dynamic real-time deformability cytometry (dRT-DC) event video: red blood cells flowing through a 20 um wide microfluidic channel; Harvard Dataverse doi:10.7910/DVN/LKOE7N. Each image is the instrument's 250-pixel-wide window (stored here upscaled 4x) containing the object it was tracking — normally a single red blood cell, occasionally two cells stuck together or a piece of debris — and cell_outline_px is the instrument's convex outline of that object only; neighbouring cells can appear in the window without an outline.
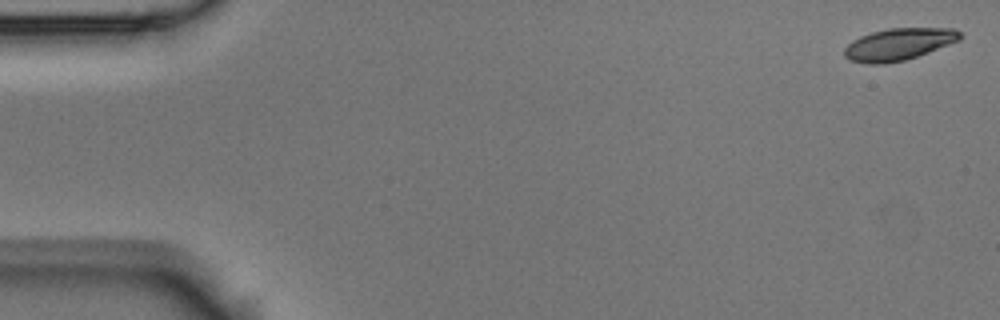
{"species": "Egyptian fruit bat (a non-hibernating species)", "species_latin": "Rousettus aegyptiacus", "temperature_condition": "room temperature", "stored_images_in_passage": 6, "camera_frame_rate_fps": 3000, "um_per_image_px": 0.085, "animal": {"sex": "male"}, "frame": {"image": 1, "passage_image": 1, "time_ms": 0.0, "image_size_px": [1000, 320], "cell_outline_px": [[964, 36], [960, 40], [928, 52], [904, 60], [884, 64], [868, 64], [848, 60], [844, 56], [844, 48], [852, 40], [860, 36], [872, 32], [888, 28], [956, 28]], "centroid_in_image_um": [76.38, 3.76], "position_along_channel_um": 8.6, "area_um2": 21.68}}
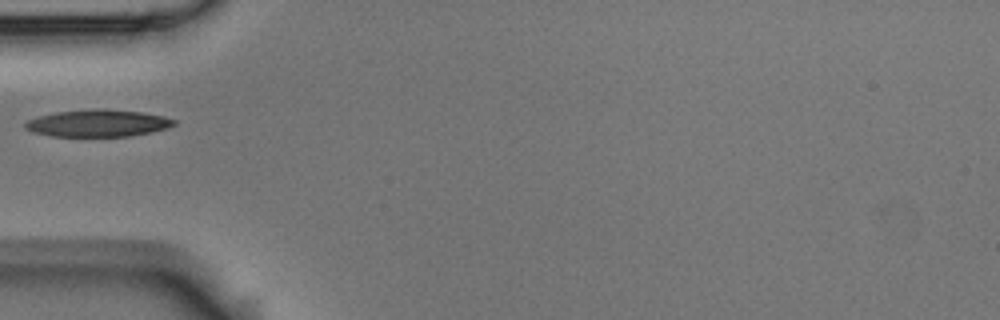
{"frame": {"image": 2, "passage_image": 5, "time_ms": 1.333, "image_size_px": [1000, 320], "cell_outline_px": [[176, 124], [168, 128], [152, 132], [128, 136], [52, 136], [32, 132], [24, 128], [24, 124], [28, 120], [40, 116], [56, 112], [92, 108], [104, 108], [144, 112], [164, 116], [176, 120]], "centroid_in_image_um": [8.35, 10.46], "position_along_channel_um": 76.7, "area_um2": 23.7}}
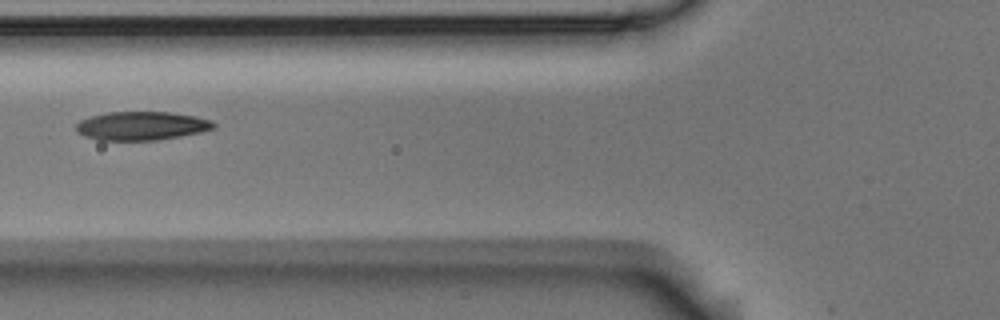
{"frame": {"image": 3, "passage_image": 6, "time_ms": 1.667, "image_size_px": [1000, 320], "cell_outline_px": [[216, 128], [200, 132], [180, 136], [156, 140], [100, 140], [84, 136], [76, 128], [76, 124], [80, 120], [92, 116], [108, 112], [168, 112], [196, 116], [212, 120], [216, 124]], "centroid_in_image_um": [12.07, 10.69], "position_along_channel_um": 113.7, "area_um2": 22.83}}